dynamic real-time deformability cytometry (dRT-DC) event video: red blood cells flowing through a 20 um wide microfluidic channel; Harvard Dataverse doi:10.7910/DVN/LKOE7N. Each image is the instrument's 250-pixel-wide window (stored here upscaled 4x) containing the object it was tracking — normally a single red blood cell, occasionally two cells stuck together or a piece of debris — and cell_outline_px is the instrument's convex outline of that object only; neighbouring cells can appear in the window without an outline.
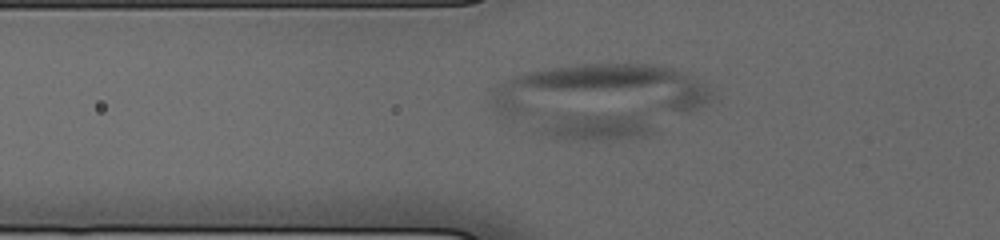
{"species": "human", "species_latin": "Homo sapiens", "temperature_condition": "cold", "stored_images_in_passage": 29, "camera_frame_rate_fps": 3000, "um_per_image_px": 0.085, "donor": {"sex": "male"}, "frame": {"image": 1, "passage_image": 5, "time_ms": 1.333, "image_size_px": [1000, 240], "cell_outline_px": [[652, 132], [644, 136], [600, 140], [564, 140], [532, 132], [536, 128], [552, 116], [560, 112], [640, 112], [652, 128]], "centroid_in_image_um": [50.56, 10.7], "position_along_channel_um": 75.2, "area_um2": 19.88}}